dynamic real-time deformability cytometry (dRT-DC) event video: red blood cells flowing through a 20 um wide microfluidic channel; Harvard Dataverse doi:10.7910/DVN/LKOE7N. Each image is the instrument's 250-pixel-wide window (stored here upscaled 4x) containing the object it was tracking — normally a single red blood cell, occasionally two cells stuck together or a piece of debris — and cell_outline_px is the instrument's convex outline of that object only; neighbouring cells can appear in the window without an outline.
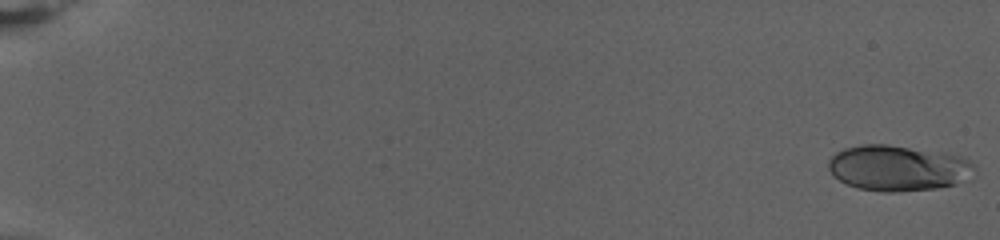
{"species": "human", "species_latin": "Homo sapiens", "temperature_condition": "warm", "stored_images_in_passage": 76, "camera_frame_rate_fps": 3000, "um_per_image_px": 0.085, "donor": {"sex": "female"}, "frame": {"image": 1, "passage_image": 1, "time_ms": 0.0, "image_size_px": [1000, 240], "cell_outline_px": [[976, 172], [956, 184], [936, 188], [892, 192], [884, 192], [856, 188], [840, 180], [828, 168], [828, 160], [836, 152], [844, 148], [864, 144], [888, 144], [956, 156], [968, 160], [976, 164]], "centroid_in_image_um": [76.31, 14.29], "position_along_channel_um": 8.7, "area_um2": 38.38}}
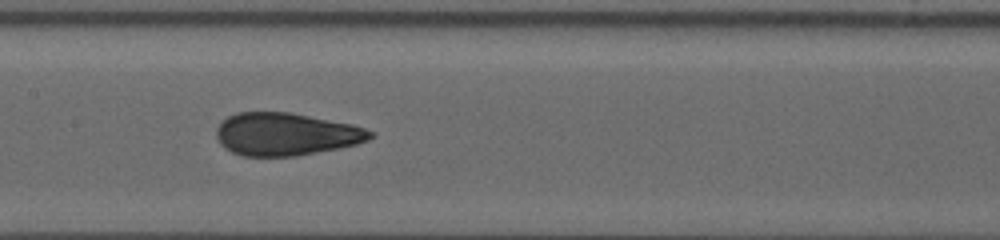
{"frame": {"image": 2, "passage_image": 41, "time_ms": 13.333, "image_size_px": [1000, 240], "cell_outline_px": [[372, 136], [368, 140], [356, 144], [296, 156], [244, 156], [232, 152], [224, 148], [220, 144], [216, 136], [216, 128], [228, 116], [236, 112], [288, 112], [352, 124], [364, 128], [372, 132]], "centroid_in_image_um": [24.25, 11.4], "position_along_channel_um": 183.1, "area_um2": 37.97}}
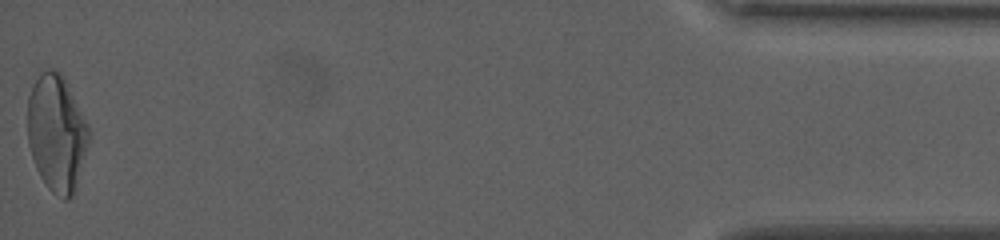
{"frame": {"image": 3, "passage_image": 76, "time_ms": 25.0, "image_size_px": [1000, 240], "cell_outline_px": [[88, 144], [72, 196], [68, 200], [64, 200], [52, 192], [48, 188], [40, 176], [36, 168], [28, 144], [28, 96], [40, 72], [48, 68], [52, 68], [60, 72], [88, 124]], "centroid_in_image_um": [4.79, 11.31], "position_along_channel_um": 430.4, "area_um2": 40.98}}